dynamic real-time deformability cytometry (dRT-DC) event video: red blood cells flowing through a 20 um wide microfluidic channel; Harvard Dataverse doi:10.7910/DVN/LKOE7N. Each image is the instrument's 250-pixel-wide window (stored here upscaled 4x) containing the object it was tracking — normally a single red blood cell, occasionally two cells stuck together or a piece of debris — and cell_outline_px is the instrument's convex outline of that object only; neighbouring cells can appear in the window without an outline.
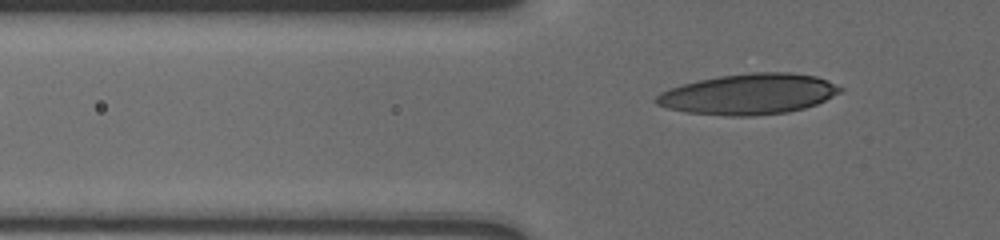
{"species": "human", "species_latin": "Homo sapiens", "temperature_condition": "cold", "stored_images_in_passage": 8, "segment_of_instrument_passage": [2, 2], "camera_frame_rate_fps": 3000, "um_per_image_px": 0.085, "donor": {"sex": "male"}, "frame": {"image": 1, "passage_image": 8, "time_ms": 6.667, "image_size_px": [1000, 240], "cell_outline_px": [[844, 88], [840, 92], [816, 104], [804, 108], [788, 112], [752, 116], [728, 116], [688, 112], [668, 108], [656, 104], [652, 100], [660, 92], [684, 84], [700, 80], [720, 76], [748, 72], [792, 72], [816, 76], [828, 80]], "centroid_in_image_um": [63.66, 7.99], "position_along_channel_um": 62.1, "area_um2": 43.52}}